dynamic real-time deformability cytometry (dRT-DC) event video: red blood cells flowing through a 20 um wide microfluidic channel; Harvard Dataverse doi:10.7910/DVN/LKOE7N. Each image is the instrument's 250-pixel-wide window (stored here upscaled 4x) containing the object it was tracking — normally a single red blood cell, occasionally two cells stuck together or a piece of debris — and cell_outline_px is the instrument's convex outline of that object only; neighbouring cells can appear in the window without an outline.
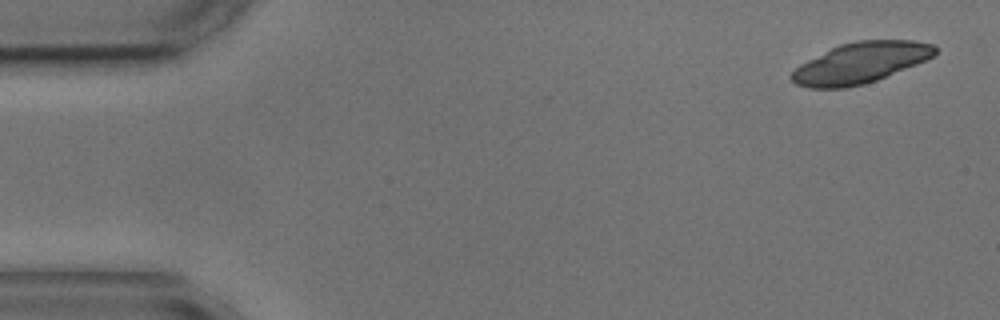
{"species": "common noctule bat (a hibernating species)", "species_latin": "Nyctalus noctula", "temperature_condition": "cold", "stored_images_in_passage": 4, "camera_frame_rate_fps": 3000, "um_per_image_px": 0.085, "animal": {"sex": "male", "body_mass_g": 17.9, "forearm_length_mm": 54.2}, "frame": {"image": 1, "passage_image": 1, "time_ms": 0.0, "image_size_px": [1000, 320], "cell_outline_px": [[936, 56], [876, 80], [864, 84], [844, 88], [808, 88], [796, 84], [792, 80], [792, 72], [800, 64], [840, 44], [856, 40], [916, 40], [932, 44], [936, 48]], "centroid_in_image_um": [73.17, 5.33], "position_along_channel_um": 11.8, "area_um2": 33.81}}